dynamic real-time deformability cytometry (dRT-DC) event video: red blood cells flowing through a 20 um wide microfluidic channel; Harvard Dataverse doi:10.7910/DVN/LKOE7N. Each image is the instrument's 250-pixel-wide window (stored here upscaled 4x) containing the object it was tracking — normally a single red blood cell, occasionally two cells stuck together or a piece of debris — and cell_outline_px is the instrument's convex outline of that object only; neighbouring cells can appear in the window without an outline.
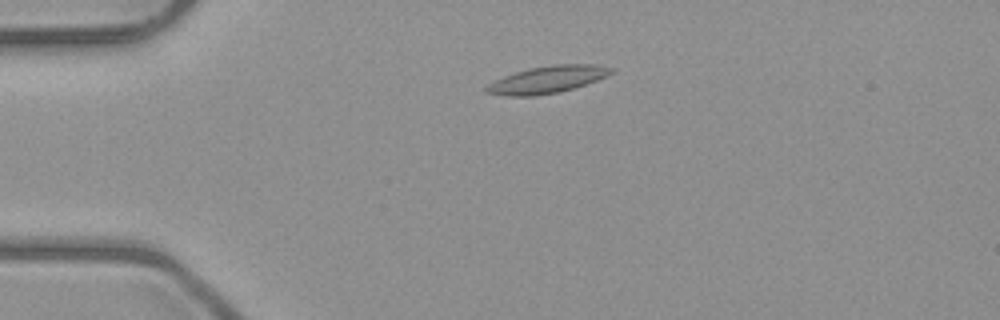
{"species": "common noctule bat (a hibernating species)", "species_latin": "Nyctalus noctula", "temperature_condition": "room temperature", "stored_images_in_passage": 5, "camera_frame_rate_fps": 3000, "um_per_image_px": 0.085, "animal": {"sex": "male", "body_mass_g": 23.1, "forearm_length_mm": 52.7}, "frame": {"image": 1, "passage_image": 5, "time_ms": 4.333, "image_size_px": [1000, 320], "cell_outline_px": [[616, 72], [608, 76], [560, 92], [532, 96], [508, 96], [484, 92], [484, 88], [488, 84], [504, 76], [528, 68], [552, 64], [596, 64], [612, 68]], "centroid_in_image_um": [46.53, 6.75], "position_along_channel_um": 38.5, "area_um2": 19.71}}